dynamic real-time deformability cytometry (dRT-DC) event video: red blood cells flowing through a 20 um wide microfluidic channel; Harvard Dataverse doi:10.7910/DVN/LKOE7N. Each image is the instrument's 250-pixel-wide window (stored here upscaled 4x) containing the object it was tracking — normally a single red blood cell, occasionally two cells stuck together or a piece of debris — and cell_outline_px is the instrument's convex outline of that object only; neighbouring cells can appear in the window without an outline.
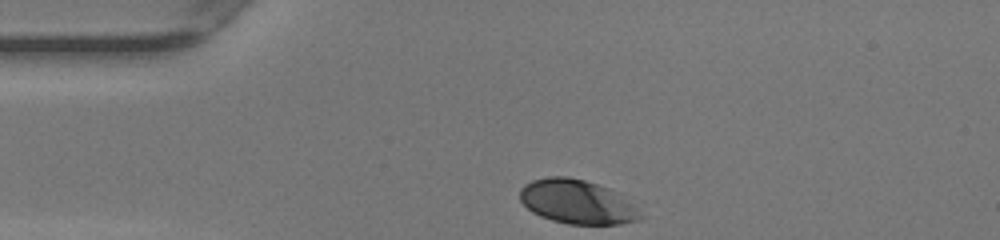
{"species": "human", "species_latin": "Homo sapiens", "temperature_condition": "warm", "stored_images_in_passage": 29, "camera_frame_rate_fps": 3000, "um_per_image_px": 0.085, "donor": {"sex": "female"}, "frame": {"image": 1, "passage_image": 1, "time_ms": 0.0, "image_size_px": [1000, 240], "cell_outline_px": [[644, 216], [640, 220], [620, 224], [568, 224], [552, 220], [540, 216], [532, 212], [520, 200], [520, 188], [524, 184], [532, 180], [548, 176], [568, 176], [584, 180], [608, 188], [616, 192], [632, 204]], "centroid_in_image_um": [49.03, 17.16], "position_along_channel_um": 36.0, "area_um2": 30.87}}
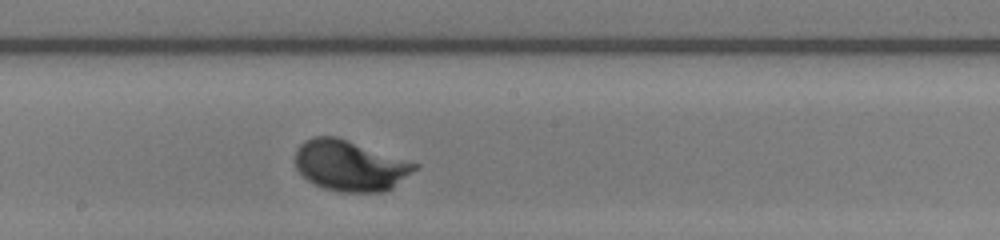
{"frame": {"image": 2, "passage_image": 17, "time_ms": 5.333, "image_size_px": [1000, 240], "cell_outline_px": [[420, 164], [416, 168], [392, 188], [384, 192], [344, 192], [324, 188], [308, 180], [296, 168], [296, 148], [304, 140], [316, 136], [336, 136]], "centroid_in_image_um": [29.74, 14.07], "position_along_channel_um": 218.5, "area_um2": 34.97}}
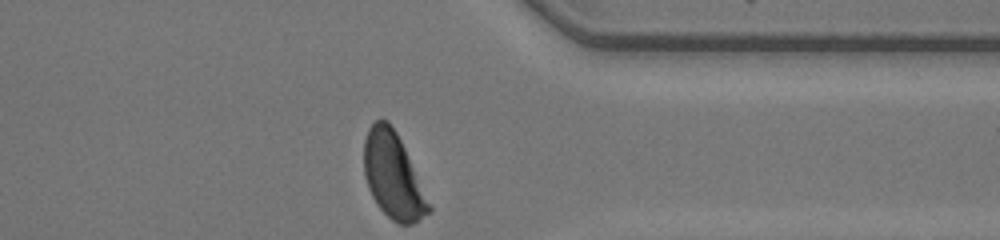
{"frame": {"image": 3, "passage_image": 29, "time_ms": 9.333, "image_size_px": [1000, 240], "cell_outline_px": [[432, 212], [412, 224], [400, 224], [392, 220], [376, 204], [368, 188], [364, 176], [364, 140], [368, 128], [380, 116], [388, 120], [396, 132], [404, 148], [432, 208]], "centroid_in_image_um": [33.39, 14.93], "position_along_channel_um": 378.0, "area_um2": 32.19}, "authors_computed_cell_mechanics": {"area_um2": 33.1194, "velocity_mm_per_s": 4.156, "shape_relaxation_time_tau1_ms": 1.4138, "shape_relaxation_time_tau2_ms": null, "deformation_change_tau1": 0.1154, "deformation_change_tau2": null}}